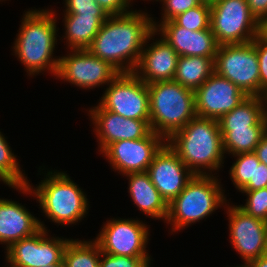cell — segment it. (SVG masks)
Returning <instances> with one entry per match:
<instances>
[{
    "mask_svg": "<svg viewBox=\"0 0 267 267\" xmlns=\"http://www.w3.org/2000/svg\"><path fill=\"white\" fill-rule=\"evenodd\" d=\"M147 173L168 204L183 191L194 176L167 142L154 156Z\"/></svg>",
    "mask_w": 267,
    "mask_h": 267,
    "instance_id": "cell-17",
    "label": "cell"
},
{
    "mask_svg": "<svg viewBox=\"0 0 267 267\" xmlns=\"http://www.w3.org/2000/svg\"><path fill=\"white\" fill-rule=\"evenodd\" d=\"M165 143L162 136L152 131L141 139L116 141L101 154L119 174L147 172L154 156Z\"/></svg>",
    "mask_w": 267,
    "mask_h": 267,
    "instance_id": "cell-14",
    "label": "cell"
},
{
    "mask_svg": "<svg viewBox=\"0 0 267 267\" xmlns=\"http://www.w3.org/2000/svg\"><path fill=\"white\" fill-rule=\"evenodd\" d=\"M210 28L219 45L245 44L258 34V21L247 0H219L211 5Z\"/></svg>",
    "mask_w": 267,
    "mask_h": 267,
    "instance_id": "cell-8",
    "label": "cell"
},
{
    "mask_svg": "<svg viewBox=\"0 0 267 267\" xmlns=\"http://www.w3.org/2000/svg\"><path fill=\"white\" fill-rule=\"evenodd\" d=\"M214 175H194L183 191L168 204L165 223L172 226L171 233L202 221L225 206L228 201L225 190L218 176Z\"/></svg>",
    "mask_w": 267,
    "mask_h": 267,
    "instance_id": "cell-5",
    "label": "cell"
},
{
    "mask_svg": "<svg viewBox=\"0 0 267 267\" xmlns=\"http://www.w3.org/2000/svg\"><path fill=\"white\" fill-rule=\"evenodd\" d=\"M107 86L98 103L104 110L125 118L150 120L147 83L134 73H119Z\"/></svg>",
    "mask_w": 267,
    "mask_h": 267,
    "instance_id": "cell-9",
    "label": "cell"
},
{
    "mask_svg": "<svg viewBox=\"0 0 267 267\" xmlns=\"http://www.w3.org/2000/svg\"><path fill=\"white\" fill-rule=\"evenodd\" d=\"M232 156L237 159L232 164L229 175L235 188L240 191L247 183H254L255 163H260V161L254 152L238 153Z\"/></svg>",
    "mask_w": 267,
    "mask_h": 267,
    "instance_id": "cell-28",
    "label": "cell"
},
{
    "mask_svg": "<svg viewBox=\"0 0 267 267\" xmlns=\"http://www.w3.org/2000/svg\"><path fill=\"white\" fill-rule=\"evenodd\" d=\"M150 126L166 141L197 116L194 91L174 80L148 84Z\"/></svg>",
    "mask_w": 267,
    "mask_h": 267,
    "instance_id": "cell-6",
    "label": "cell"
},
{
    "mask_svg": "<svg viewBox=\"0 0 267 267\" xmlns=\"http://www.w3.org/2000/svg\"><path fill=\"white\" fill-rule=\"evenodd\" d=\"M251 267H267V254L248 262Z\"/></svg>",
    "mask_w": 267,
    "mask_h": 267,
    "instance_id": "cell-40",
    "label": "cell"
},
{
    "mask_svg": "<svg viewBox=\"0 0 267 267\" xmlns=\"http://www.w3.org/2000/svg\"><path fill=\"white\" fill-rule=\"evenodd\" d=\"M155 1V0H154ZM162 2L163 13L160 23L172 20L177 15L201 4L200 0H156Z\"/></svg>",
    "mask_w": 267,
    "mask_h": 267,
    "instance_id": "cell-32",
    "label": "cell"
},
{
    "mask_svg": "<svg viewBox=\"0 0 267 267\" xmlns=\"http://www.w3.org/2000/svg\"><path fill=\"white\" fill-rule=\"evenodd\" d=\"M28 210L17 201L0 198V244L6 245L5 249L41 228L47 230L44 222Z\"/></svg>",
    "mask_w": 267,
    "mask_h": 267,
    "instance_id": "cell-20",
    "label": "cell"
},
{
    "mask_svg": "<svg viewBox=\"0 0 267 267\" xmlns=\"http://www.w3.org/2000/svg\"><path fill=\"white\" fill-rule=\"evenodd\" d=\"M166 142L194 175H213L225 162L218 120L196 116Z\"/></svg>",
    "mask_w": 267,
    "mask_h": 267,
    "instance_id": "cell-3",
    "label": "cell"
},
{
    "mask_svg": "<svg viewBox=\"0 0 267 267\" xmlns=\"http://www.w3.org/2000/svg\"><path fill=\"white\" fill-rule=\"evenodd\" d=\"M148 229V225L138 219L111 218L106 220L94 240L106 254L149 257L146 250L150 236Z\"/></svg>",
    "mask_w": 267,
    "mask_h": 267,
    "instance_id": "cell-10",
    "label": "cell"
},
{
    "mask_svg": "<svg viewBox=\"0 0 267 267\" xmlns=\"http://www.w3.org/2000/svg\"><path fill=\"white\" fill-rule=\"evenodd\" d=\"M247 4L251 14L257 21L267 17V0H247Z\"/></svg>",
    "mask_w": 267,
    "mask_h": 267,
    "instance_id": "cell-37",
    "label": "cell"
},
{
    "mask_svg": "<svg viewBox=\"0 0 267 267\" xmlns=\"http://www.w3.org/2000/svg\"><path fill=\"white\" fill-rule=\"evenodd\" d=\"M36 187L27 185L11 186L23 194L36 197L42 213L50 222L65 225L78 223L88 214L89 202L86 194L66 172L49 170ZM34 187V188H33Z\"/></svg>",
    "mask_w": 267,
    "mask_h": 267,
    "instance_id": "cell-4",
    "label": "cell"
},
{
    "mask_svg": "<svg viewBox=\"0 0 267 267\" xmlns=\"http://www.w3.org/2000/svg\"><path fill=\"white\" fill-rule=\"evenodd\" d=\"M16 157L12 152L11 146L0 131V178L8 187L27 185L29 183Z\"/></svg>",
    "mask_w": 267,
    "mask_h": 267,
    "instance_id": "cell-27",
    "label": "cell"
},
{
    "mask_svg": "<svg viewBox=\"0 0 267 267\" xmlns=\"http://www.w3.org/2000/svg\"><path fill=\"white\" fill-rule=\"evenodd\" d=\"M254 153L257 155L259 161L267 166V132L262 136Z\"/></svg>",
    "mask_w": 267,
    "mask_h": 267,
    "instance_id": "cell-38",
    "label": "cell"
},
{
    "mask_svg": "<svg viewBox=\"0 0 267 267\" xmlns=\"http://www.w3.org/2000/svg\"><path fill=\"white\" fill-rule=\"evenodd\" d=\"M64 14L109 16L95 0H64Z\"/></svg>",
    "mask_w": 267,
    "mask_h": 267,
    "instance_id": "cell-31",
    "label": "cell"
},
{
    "mask_svg": "<svg viewBox=\"0 0 267 267\" xmlns=\"http://www.w3.org/2000/svg\"><path fill=\"white\" fill-rule=\"evenodd\" d=\"M215 57L179 56L174 81L195 91L214 73Z\"/></svg>",
    "mask_w": 267,
    "mask_h": 267,
    "instance_id": "cell-24",
    "label": "cell"
},
{
    "mask_svg": "<svg viewBox=\"0 0 267 267\" xmlns=\"http://www.w3.org/2000/svg\"><path fill=\"white\" fill-rule=\"evenodd\" d=\"M225 154L254 152L267 126H249L247 128H220ZM227 152V153H226Z\"/></svg>",
    "mask_w": 267,
    "mask_h": 267,
    "instance_id": "cell-25",
    "label": "cell"
},
{
    "mask_svg": "<svg viewBox=\"0 0 267 267\" xmlns=\"http://www.w3.org/2000/svg\"><path fill=\"white\" fill-rule=\"evenodd\" d=\"M51 9H29L23 15L13 43V53L24 65L29 76L57 73L60 56H54L57 45V16ZM55 58H54V57Z\"/></svg>",
    "mask_w": 267,
    "mask_h": 267,
    "instance_id": "cell-2",
    "label": "cell"
},
{
    "mask_svg": "<svg viewBox=\"0 0 267 267\" xmlns=\"http://www.w3.org/2000/svg\"><path fill=\"white\" fill-rule=\"evenodd\" d=\"M88 114L95 128L93 131L100 153L116 141L141 139L152 132L150 120L125 118L104 110L99 104L90 108Z\"/></svg>",
    "mask_w": 267,
    "mask_h": 267,
    "instance_id": "cell-16",
    "label": "cell"
},
{
    "mask_svg": "<svg viewBox=\"0 0 267 267\" xmlns=\"http://www.w3.org/2000/svg\"><path fill=\"white\" fill-rule=\"evenodd\" d=\"M211 6L201 3L184 13L177 15L172 20L181 27L190 31L205 30L210 28Z\"/></svg>",
    "mask_w": 267,
    "mask_h": 267,
    "instance_id": "cell-29",
    "label": "cell"
},
{
    "mask_svg": "<svg viewBox=\"0 0 267 267\" xmlns=\"http://www.w3.org/2000/svg\"><path fill=\"white\" fill-rule=\"evenodd\" d=\"M146 257H130L122 255H110L104 252L100 254L99 267H135V265Z\"/></svg>",
    "mask_w": 267,
    "mask_h": 267,
    "instance_id": "cell-34",
    "label": "cell"
},
{
    "mask_svg": "<svg viewBox=\"0 0 267 267\" xmlns=\"http://www.w3.org/2000/svg\"><path fill=\"white\" fill-rule=\"evenodd\" d=\"M97 4L109 15H124L134 10H130L133 0H95Z\"/></svg>",
    "mask_w": 267,
    "mask_h": 267,
    "instance_id": "cell-35",
    "label": "cell"
},
{
    "mask_svg": "<svg viewBox=\"0 0 267 267\" xmlns=\"http://www.w3.org/2000/svg\"><path fill=\"white\" fill-rule=\"evenodd\" d=\"M194 95L197 116L215 120L231 112L247 97L238 86L215 72L194 91Z\"/></svg>",
    "mask_w": 267,
    "mask_h": 267,
    "instance_id": "cell-15",
    "label": "cell"
},
{
    "mask_svg": "<svg viewBox=\"0 0 267 267\" xmlns=\"http://www.w3.org/2000/svg\"><path fill=\"white\" fill-rule=\"evenodd\" d=\"M218 122L220 128L267 126L265 97L247 96L231 112L223 115Z\"/></svg>",
    "mask_w": 267,
    "mask_h": 267,
    "instance_id": "cell-23",
    "label": "cell"
},
{
    "mask_svg": "<svg viewBox=\"0 0 267 267\" xmlns=\"http://www.w3.org/2000/svg\"><path fill=\"white\" fill-rule=\"evenodd\" d=\"M120 72L87 49L70 50L59 58L56 79L68 81L82 89H95L108 85Z\"/></svg>",
    "mask_w": 267,
    "mask_h": 267,
    "instance_id": "cell-11",
    "label": "cell"
},
{
    "mask_svg": "<svg viewBox=\"0 0 267 267\" xmlns=\"http://www.w3.org/2000/svg\"><path fill=\"white\" fill-rule=\"evenodd\" d=\"M46 267V266H43ZM47 267H65L64 264H54V265H48Z\"/></svg>",
    "mask_w": 267,
    "mask_h": 267,
    "instance_id": "cell-43",
    "label": "cell"
},
{
    "mask_svg": "<svg viewBox=\"0 0 267 267\" xmlns=\"http://www.w3.org/2000/svg\"><path fill=\"white\" fill-rule=\"evenodd\" d=\"M100 254V246L94 239H71L64 250L63 263L65 267H99Z\"/></svg>",
    "mask_w": 267,
    "mask_h": 267,
    "instance_id": "cell-26",
    "label": "cell"
},
{
    "mask_svg": "<svg viewBox=\"0 0 267 267\" xmlns=\"http://www.w3.org/2000/svg\"><path fill=\"white\" fill-rule=\"evenodd\" d=\"M153 31L152 17L142 10L109 16L87 50L120 73H133Z\"/></svg>",
    "mask_w": 267,
    "mask_h": 267,
    "instance_id": "cell-1",
    "label": "cell"
},
{
    "mask_svg": "<svg viewBox=\"0 0 267 267\" xmlns=\"http://www.w3.org/2000/svg\"><path fill=\"white\" fill-rule=\"evenodd\" d=\"M108 17L64 14L65 35L61 39L70 50L87 49Z\"/></svg>",
    "mask_w": 267,
    "mask_h": 267,
    "instance_id": "cell-22",
    "label": "cell"
},
{
    "mask_svg": "<svg viewBox=\"0 0 267 267\" xmlns=\"http://www.w3.org/2000/svg\"><path fill=\"white\" fill-rule=\"evenodd\" d=\"M128 192L138 210L148 217L166 221L168 203L152 184L147 172L128 173Z\"/></svg>",
    "mask_w": 267,
    "mask_h": 267,
    "instance_id": "cell-21",
    "label": "cell"
},
{
    "mask_svg": "<svg viewBox=\"0 0 267 267\" xmlns=\"http://www.w3.org/2000/svg\"><path fill=\"white\" fill-rule=\"evenodd\" d=\"M151 256L146 257L144 259H141L136 265L135 267H150L151 266Z\"/></svg>",
    "mask_w": 267,
    "mask_h": 267,
    "instance_id": "cell-41",
    "label": "cell"
},
{
    "mask_svg": "<svg viewBox=\"0 0 267 267\" xmlns=\"http://www.w3.org/2000/svg\"><path fill=\"white\" fill-rule=\"evenodd\" d=\"M267 188V166L260 162L255 163L254 183H247L240 191H253Z\"/></svg>",
    "mask_w": 267,
    "mask_h": 267,
    "instance_id": "cell-36",
    "label": "cell"
},
{
    "mask_svg": "<svg viewBox=\"0 0 267 267\" xmlns=\"http://www.w3.org/2000/svg\"><path fill=\"white\" fill-rule=\"evenodd\" d=\"M227 203L225 208L229 220L230 242L243 262L248 263L267 254V222L248 215L229 201Z\"/></svg>",
    "mask_w": 267,
    "mask_h": 267,
    "instance_id": "cell-13",
    "label": "cell"
},
{
    "mask_svg": "<svg viewBox=\"0 0 267 267\" xmlns=\"http://www.w3.org/2000/svg\"><path fill=\"white\" fill-rule=\"evenodd\" d=\"M201 1V3H203V4H207V5H213V4H215V3H217L219 0H200Z\"/></svg>",
    "mask_w": 267,
    "mask_h": 267,
    "instance_id": "cell-42",
    "label": "cell"
},
{
    "mask_svg": "<svg viewBox=\"0 0 267 267\" xmlns=\"http://www.w3.org/2000/svg\"><path fill=\"white\" fill-rule=\"evenodd\" d=\"M214 72L230 80L247 96L260 97L259 63L252 42L219 45Z\"/></svg>",
    "mask_w": 267,
    "mask_h": 267,
    "instance_id": "cell-7",
    "label": "cell"
},
{
    "mask_svg": "<svg viewBox=\"0 0 267 267\" xmlns=\"http://www.w3.org/2000/svg\"><path fill=\"white\" fill-rule=\"evenodd\" d=\"M247 196L246 203L237 205L248 215L267 222V188L239 191Z\"/></svg>",
    "mask_w": 267,
    "mask_h": 267,
    "instance_id": "cell-30",
    "label": "cell"
},
{
    "mask_svg": "<svg viewBox=\"0 0 267 267\" xmlns=\"http://www.w3.org/2000/svg\"><path fill=\"white\" fill-rule=\"evenodd\" d=\"M155 20V21H154ZM156 22L152 17L154 31L174 48L179 56L215 57L219 44L211 28L190 31L178 26L173 20Z\"/></svg>",
    "mask_w": 267,
    "mask_h": 267,
    "instance_id": "cell-18",
    "label": "cell"
},
{
    "mask_svg": "<svg viewBox=\"0 0 267 267\" xmlns=\"http://www.w3.org/2000/svg\"><path fill=\"white\" fill-rule=\"evenodd\" d=\"M236 267H251L248 263H243V265L241 264L240 266H236Z\"/></svg>",
    "mask_w": 267,
    "mask_h": 267,
    "instance_id": "cell-44",
    "label": "cell"
},
{
    "mask_svg": "<svg viewBox=\"0 0 267 267\" xmlns=\"http://www.w3.org/2000/svg\"><path fill=\"white\" fill-rule=\"evenodd\" d=\"M259 63L260 97L267 95V43L255 37L252 41Z\"/></svg>",
    "mask_w": 267,
    "mask_h": 267,
    "instance_id": "cell-33",
    "label": "cell"
},
{
    "mask_svg": "<svg viewBox=\"0 0 267 267\" xmlns=\"http://www.w3.org/2000/svg\"><path fill=\"white\" fill-rule=\"evenodd\" d=\"M257 37L263 42L267 43V17H263L258 21Z\"/></svg>",
    "mask_w": 267,
    "mask_h": 267,
    "instance_id": "cell-39",
    "label": "cell"
},
{
    "mask_svg": "<svg viewBox=\"0 0 267 267\" xmlns=\"http://www.w3.org/2000/svg\"><path fill=\"white\" fill-rule=\"evenodd\" d=\"M48 232L49 230L41 228L32 236L11 244L5 252L8 266L47 267L48 265L64 264V250L71 239L51 237Z\"/></svg>",
    "mask_w": 267,
    "mask_h": 267,
    "instance_id": "cell-12",
    "label": "cell"
},
{
    "mask_svg": "<svg viewBox=\"0 0 267 267\" xmlns=\"http://www.w3.org/2000/svg\"><path fill=\"white\" fill-rule=\"evenodd\" d=\"M153 31L146 39L139 61L133 73L147 84L173 80L179 55L162 37L155 42ZM149 41V42H148ZM147 45V46H146Z\"/></svg>",
    "mask_w": 267,
    "mask_h": 267,
    "instance_id": "cell-19",
    "label": "cell"
}]
</instances>
